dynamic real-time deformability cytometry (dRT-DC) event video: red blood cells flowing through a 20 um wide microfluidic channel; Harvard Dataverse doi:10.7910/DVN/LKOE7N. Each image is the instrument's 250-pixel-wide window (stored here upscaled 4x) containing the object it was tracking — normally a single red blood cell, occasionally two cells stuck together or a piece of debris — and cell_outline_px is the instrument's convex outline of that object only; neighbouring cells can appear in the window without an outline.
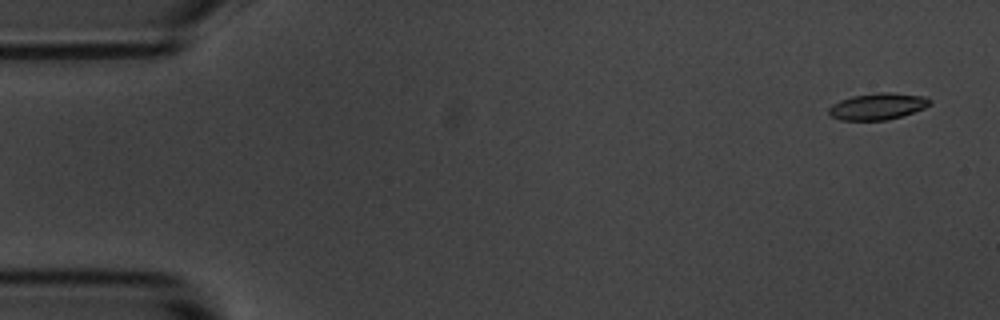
{"species": "common noctule bat (a hibernating species)", "species_latin": "Nyctalus noctula", "temperature_condition": "room temperature", "stored_images_in_passage": 6, "camera_frame_rate_fps": 3000, "um_per_image_px": 0.085, "animal": {"sex": "male", "body_mass_g": 20.1, "forearm_length_mm": 53.5}, "frame": {"image": 1, "passage_image": 1, "time_ms": 0.0, "image_size_px": [1000, 320], "cell_outline_px": [[932, 104], [924, 108], [888, 120], [840, 120], [828, 116], [828, 108], [832, 104], [840, 100], [852, 96], [872, 92], [892, 92], [924, 96], [932, 100]], "centroid_in_image_um": [74.57, 9.03], "position_along_channel_um": 10.4, "area_um2": 15.9}}